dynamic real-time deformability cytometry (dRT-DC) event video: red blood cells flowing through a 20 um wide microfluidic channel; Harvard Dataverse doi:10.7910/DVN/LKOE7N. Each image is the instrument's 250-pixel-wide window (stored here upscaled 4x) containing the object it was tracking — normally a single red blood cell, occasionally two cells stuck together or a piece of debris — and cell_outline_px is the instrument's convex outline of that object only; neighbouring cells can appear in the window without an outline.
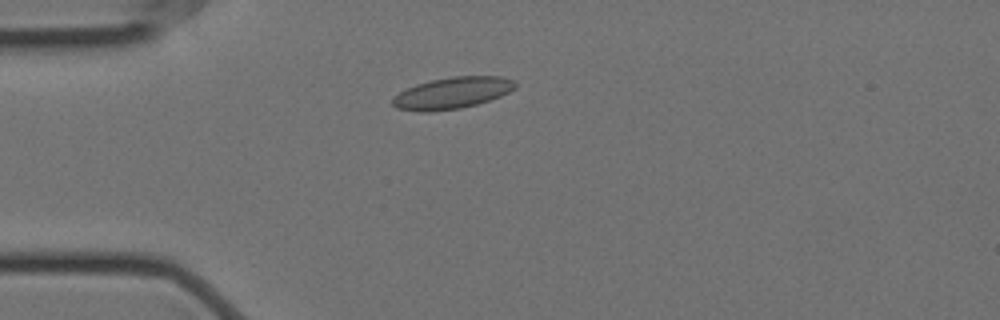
{"species": "Egyptian fruit bat (a non-hibernating species)", "species_latin": "Rousettus aegyptiacus", "temperature_condition": "cold", "stored_images_in_passage": 14, "camera_frame_rate_fps": 3000, "um_per_image_px": 0.085, "animal": {"sex": "female"}, "frame": {"image": 1, "passage_image": 3, "time_ms": 0.667, "image_size_px": [1000, 320], "cell_outline_px": [[516, 88], [500, 96], [476, 104], [460, 108], [428, 112], [420, 112], [396, 108], [392, 104], [392, 100], [400, 92], [416, 84], [432, 80], [452, 76], [504, 76], [516, 80]], "centroid_in_image_um": [38.47, 7.89], "position_along_channel_um": 46.5, "area_um2": 22.48}}
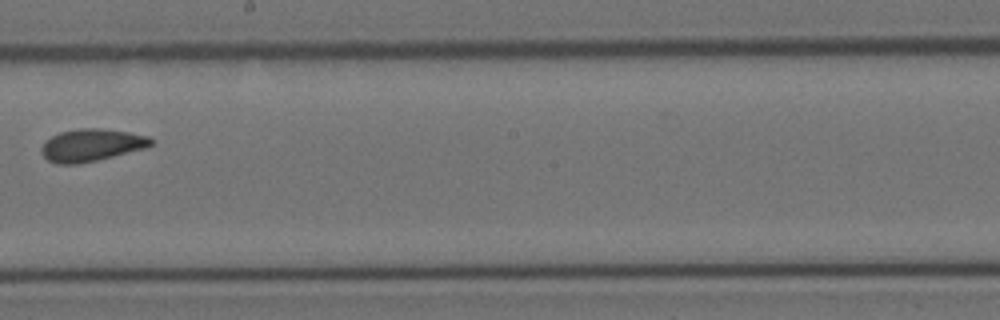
{"frame": {"image": 2, "passage_image": 8, "time_ms": 2.333, "image_size_px": [1000, 320], "cell_outline_px": [[156, 140], [148, 148], [96, 160], [76, 164], [56, 164], [48, 160], [40, 152], [40, 148], [44, 140], [60, 132], [80, 128], [100, 128], [128, 132], [148, 136]], "centroid_in_image_um": [7.78, 12.33], "position_along_channel_um": 240.4, "area_um2": 20.87}}
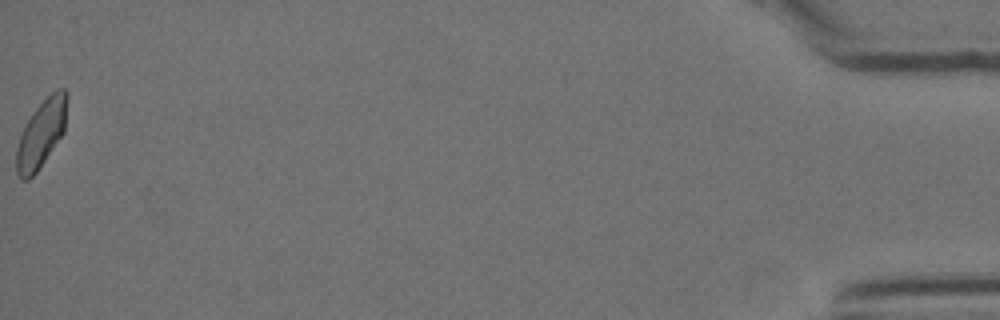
{"frame": {"image": 3, "passage_image": 14, "time_ms": 4.333, "image_size_px": [1000, 320], "cell_outline_px": [[68, 96], [64, 132], [36, 172], [28, 180], [20, 180], [16, 172], [16, 148], [24, 124], [32, 112], [56, 88], [64, 88], [68, 92]], "centroid_in_image_um": [3.5, 11.34], "position_along_channel_um": 431.7, "area_um2": 20.0}}